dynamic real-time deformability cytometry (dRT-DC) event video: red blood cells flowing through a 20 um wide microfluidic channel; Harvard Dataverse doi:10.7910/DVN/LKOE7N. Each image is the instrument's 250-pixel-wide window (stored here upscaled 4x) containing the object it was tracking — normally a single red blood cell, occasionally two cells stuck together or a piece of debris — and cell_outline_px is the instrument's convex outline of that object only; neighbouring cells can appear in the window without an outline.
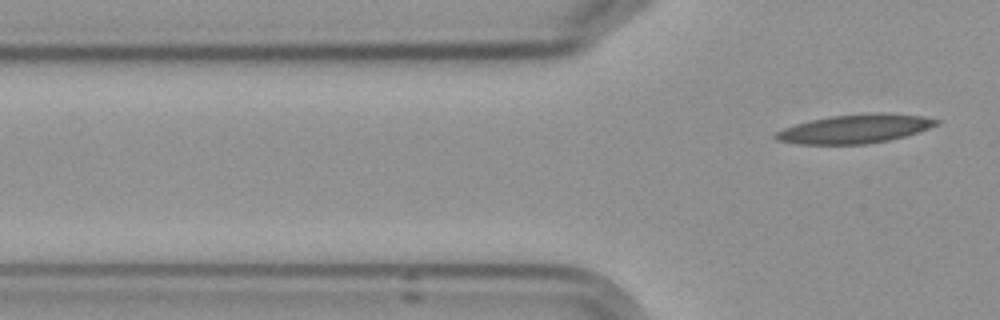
{"species": "Egyptian fruit bat (a non-hibernating species)", "species_latin": "Rousettus aegyptiacus", "temperature_condition": "cold", "stored_images_in_passage": 3, "segment_of_instrument_passage": [2, 2], "camera_frame_rate_fps": 3000, "um_per_image_px": 0.085, "frame": {"image": 1, "passage_image": 3, "time_ms": 2.333, "image_size_px": [1000, 320], "cell_outline_px": [[940, 120], [936, 124], [928, 128], [904, 136], [888, 140], [864, 144], [800, 144], [776, 140], [772, 136], [776, 132], [784, 128], [796, 124], [812, 120], [832, 116], [876, 112], [924, 116]], "centroid_in_image_um": [72.64, 10.95], "position_along_channel_um": 53.2, "area_um2": 26.59}}